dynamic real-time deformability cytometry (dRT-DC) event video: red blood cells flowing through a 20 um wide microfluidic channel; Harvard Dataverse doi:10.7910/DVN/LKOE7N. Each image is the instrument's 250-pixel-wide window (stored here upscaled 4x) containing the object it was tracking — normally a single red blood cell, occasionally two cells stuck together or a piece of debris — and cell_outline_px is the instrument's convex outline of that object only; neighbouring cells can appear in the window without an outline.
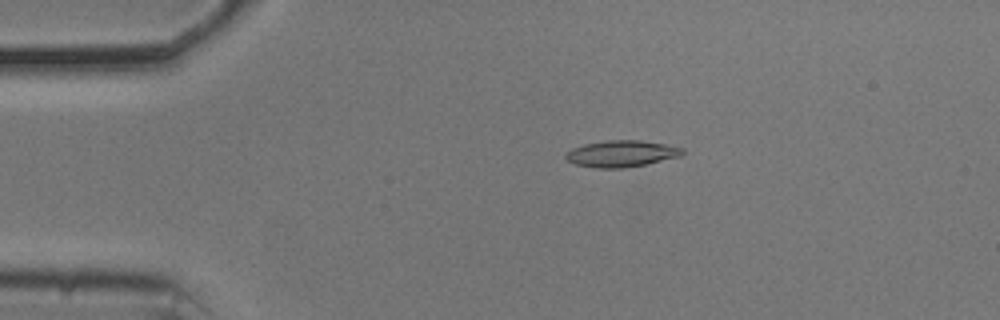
{"species": "common noctule bat (a hibernating species)", "species_latin": "Nyctalus noctula", "temperature_condition": "cold", "stored_images_in_passage": 54, "camera_frame_rate_fps": 3000, "um_per_image_px": 0.085, "animal": {"sex": "male", "body_mass_g": 20.5, "forearm_length_mm": 52.5}, "frame": {"image": 1, "passage_image": 11, "time_ms": 3.333, "image_size_px": [1000, 320], "cell_outline_px": [[684, 152], [680, 156], [644, 164], [624, 168], [596, 168], [576, 164], [568, 160], [564, 156], [572, 148], [584, 144], [608, 140], [640, 140], [664, 144], [684, 148]], "centroid_in_image_um": [52.82, 13.06], "position_along_channel_um": 32.2, "area_um2": 17.8}}
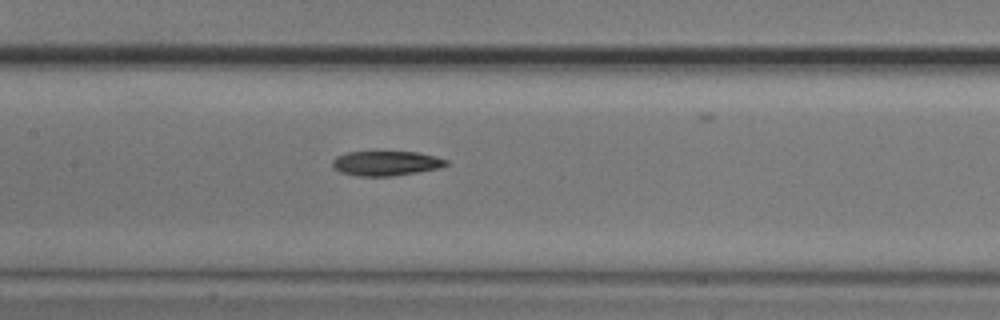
{"frame": {"image": 2, "passage_image": 26, "time_ms": 8.333, "image_size_px": [1000, 320], "cell_outline_px": [[448, 164], [440, 168], [392, 176], [356, 176], [340, 172], [332, 168], [332, 160], [336, 156], [344, 152], [372, 148], [376, 148], [416, 152], [436, 156], [448, 160]], "centroid_in_image_um": [32.74, 13.81], "position_along_channel_um": 174.7, "area_um2": 17.57}}
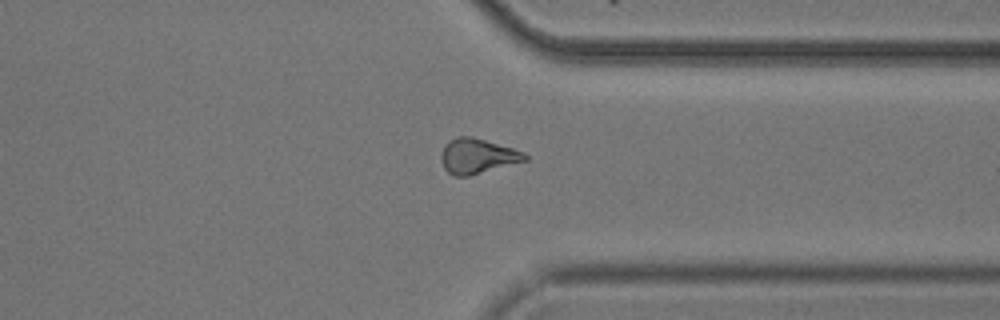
{"frame": {"image": 3, "passage_image": 42, "time_ms": 13.667, "image_size_px": [1000, 320], "cell_outline_px": [[528, 160], [468, 176], [452, 176], [444, 168], [440, 156], [444, 144], [448, 140], [456, 136], [472, 136], [512, 148], [524, 152], [528, 156]], "centroid_in_image_um": [40.55, 13.26], "position_along_channel_um": 370.8, "area_um2": 17.17}, "authors_computed_cell_mechanics": {"area_um2": 17.1088, "velocity_mm_per_s": 3.713, "shape_relaxation_time_tau1_ms": 4.2489, "shape_relaxation_time_tau2_ms": null, "deformation_change_tau1": 0.116, "deformation_change_tau2": null}}